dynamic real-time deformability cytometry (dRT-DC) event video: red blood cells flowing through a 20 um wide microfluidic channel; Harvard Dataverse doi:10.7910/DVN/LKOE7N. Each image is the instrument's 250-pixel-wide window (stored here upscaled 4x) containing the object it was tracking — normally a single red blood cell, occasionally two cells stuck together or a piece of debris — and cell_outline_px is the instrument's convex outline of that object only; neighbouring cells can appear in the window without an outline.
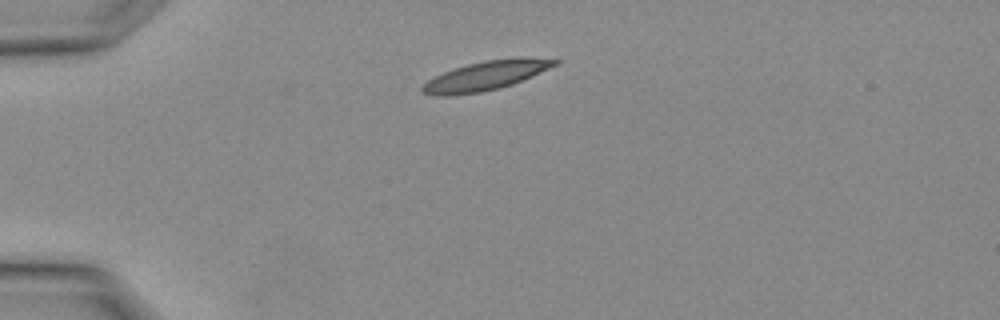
{"species": "Egyptian fruit bat (a non-hibernating species)", "species_latin": "Rousettus aegyptiacus", "temperature_condition": "warm", "stored_images_in_passage": 2, "camera_frame_rate_fps": 3000, "um_per_image_px": 0.085, "animal": {"sex": "female"}, "frame": {"image": 1, "passage_image": 2, "time_ms": 0.333, "image_size_px": [1000, 320], "cell_outline_px": [[560, 64], [532, 76], [512, 84], [500, 88], [480, 92], [444, 96], [440, 96], [420, 92], [420, 88], [428, 80], [452, 68], [484, 60], [516, 56], [528, 56], [560, 60]], "centroid_in_image_um": [41.36, 6.4], "position_along_channel_um": 43.6, "area_um2": 22.83}}